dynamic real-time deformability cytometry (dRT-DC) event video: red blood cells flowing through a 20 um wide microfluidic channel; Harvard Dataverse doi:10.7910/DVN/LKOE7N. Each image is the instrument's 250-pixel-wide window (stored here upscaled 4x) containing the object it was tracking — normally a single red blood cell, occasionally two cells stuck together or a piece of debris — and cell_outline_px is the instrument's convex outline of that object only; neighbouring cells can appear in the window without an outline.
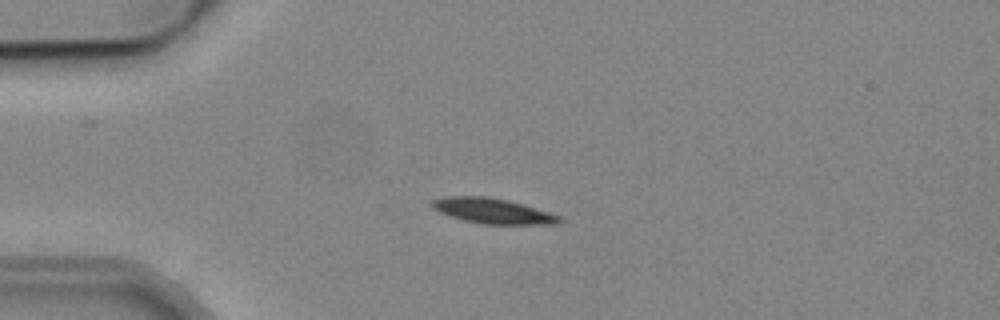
{"species": "common noctule bat (a hibernating species)", "species_latin": "Nyctalus noctula", "temperature_condition": "cold", "stored_images_in_passage": 2, "camera_frame_rate_fps": 3000, "um_per_image_px": 0.085, "animal": {"sex": "male", "body_mass_g": 19.2, "forearm_length_mm": 51.8}, "frame": {"image": 1, "passage_image": 2, "time_ms": 1.0, "image_size_px": [1000, 320], "cell_outline_px": [[564, 220], [560, 224], [480, 224], [464, 220], [440, 212], [432, 208], [432, 200], [444, 196], [488, 196], [508, 200], [524, 204], [560, 216]], "centroid_in_image_um": [41.91, 17.92], "position_along_channel_um": 43.1, "area_um2": 18.79}}